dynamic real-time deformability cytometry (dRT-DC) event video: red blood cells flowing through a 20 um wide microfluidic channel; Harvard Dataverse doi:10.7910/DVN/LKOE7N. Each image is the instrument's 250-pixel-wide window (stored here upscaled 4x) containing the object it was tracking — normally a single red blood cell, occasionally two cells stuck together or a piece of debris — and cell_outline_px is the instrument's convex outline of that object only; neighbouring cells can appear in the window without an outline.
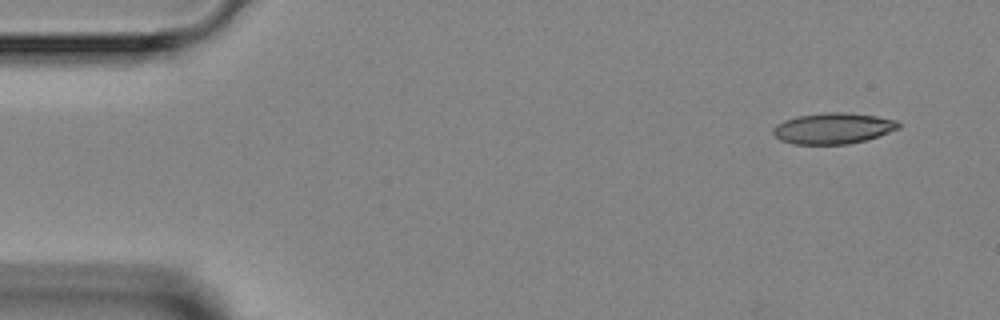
{"species": "Egyptian fruit bat (a non-hibernating species)", "species_latin": "Rousettus aegyptiacus", "temperature_condition": "room temperature", "stored_images_in_passage": 8, "camera_frame_rate_fps": 3000, "um_per_image_px": 0.085, "animal": {"sex": "female"}, "frame": {"image": 1, "passage_image": 1, "time_ms": 0.0, "image_size_px": [1000, 320], "cell_outline_px": [[904, 124], [900, 128], [864, 140], [848, 144], [792, 144], [780, 140], [772, 132], [772, 128], [776, 124], [784, 120], [796, 116], [824, 112], [848, 112], [876, 116], [896, 120]], "centroid_in_image_um": [70.8, 10.89], "position_along_channel_um": 14.2, "area_um2": 22.77}}
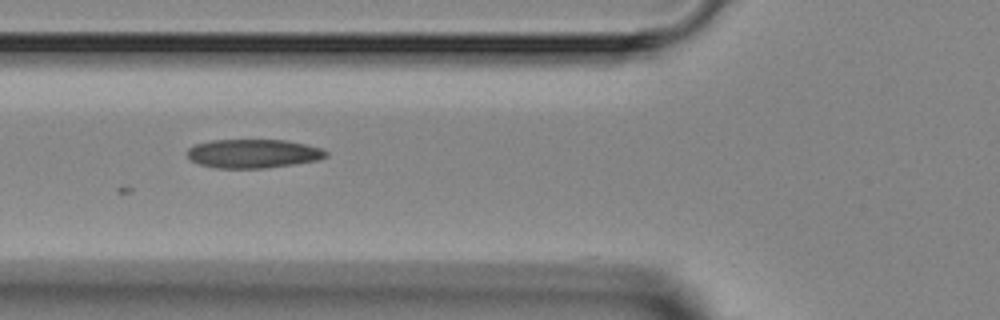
{"frame": {"image": 2, "passage_image": 5, "time_ms": 4.667, "image_size_px": [1000, 320], "cell_outline_px": [[328, 156], [320, 160], [264, 168], [216, 168], [200, 164], [192, 160], [188, 156], [188, 148], [196, 144], [212, 140], [284, 140], [304, 144], [320, 148], [328, 152]], "centroid_in_image_um": [21.54, 13.05], "position_along_channel_um": 104.3, "area_um2": 23.12}}
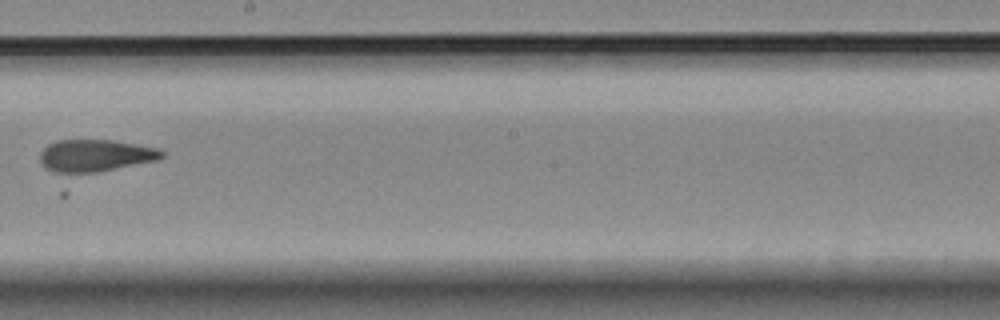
{"frame": {"image": 3, "passage_image": 8, "time_ms": 8.0, "image_size_px": [1000, 320], "cell_outline_px": [[164, 156], [160, 160], [96, 172], [68, 176], [64, 176], [44, 168], [40, 164], [40, 152], [48, 144], [56, 140], [112, 140], [160, 148], [164, 152]], "centroid_in_image_um": [8.06, 13.26], "position_along_channel_um": 240.1, "area_um2": 23.58}}